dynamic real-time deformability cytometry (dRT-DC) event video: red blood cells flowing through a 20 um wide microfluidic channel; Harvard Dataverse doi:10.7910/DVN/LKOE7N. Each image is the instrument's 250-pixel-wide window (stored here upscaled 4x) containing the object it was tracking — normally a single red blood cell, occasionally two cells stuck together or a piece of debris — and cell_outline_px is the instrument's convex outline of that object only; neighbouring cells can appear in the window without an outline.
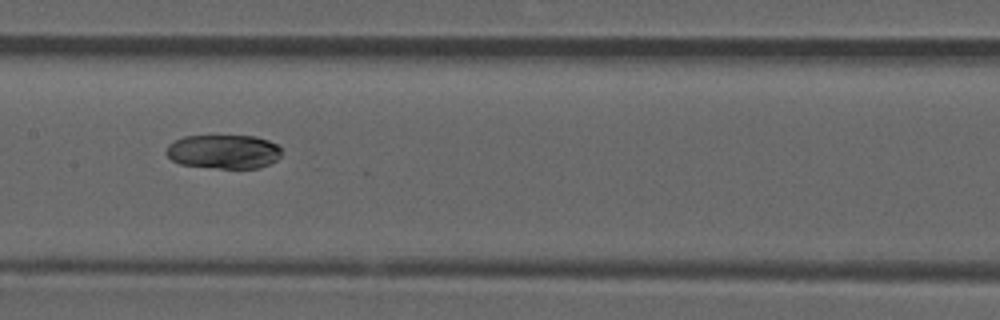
{"species": "common noctule bat (a hibernating species)", "species_latin": "Nyctalus noctula", "temperature_condition": "room temperature", "stored_images_in_passage": 7, "camera_frame_rate_fps": 3000, "um_per_image_px": 0.085, "animal": {"sex": "male", "forearm_length_mm": 52.5}, "frame": {"image": 1, "passage_image": 5, "time_ms": 1.333, "image_size_px": [1000, 320], "cell_outline_px": [[280, 156], [276, 160], [268, 164], [256, 168], [220, 168], [180, 164], [172, 160], [164, 152], [168, 144], [184, 136], [256, 136], [268, 140], [276, 144], [280, 148]], "centroid_in_image_um": [18.98, 12.88], "position_along_channel_um": 188.4, "area_um2": 22.77}}
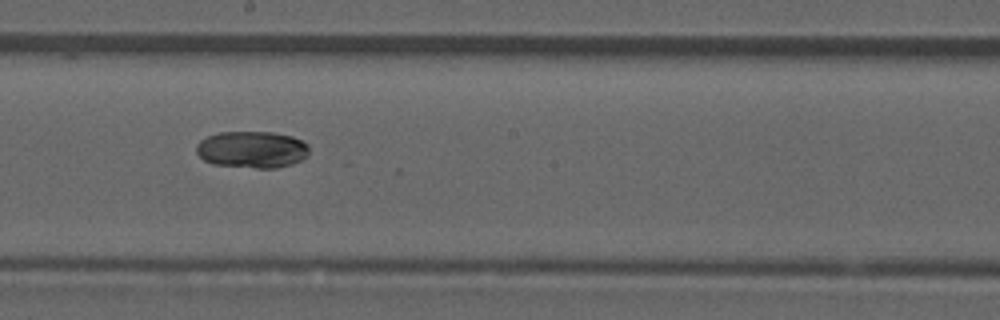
{"frame": {"image": 2, "passage_image": 6, "time_ms": 1.667, "image_size_px": [1000, 320], "cell_outline_px": [[308, 156], [292, 164], [276, 168], [256, 168], [212, 164], [204, 160], [196, 152], [196, 144], [200, 140], [208, 136], [220, 132], [272, 132], [292, 136], [308, 144]], "centroid_in_image_um": [21.41, 12.71], "position_along_channel_um": 226.8, "area_um2": 24.28}}
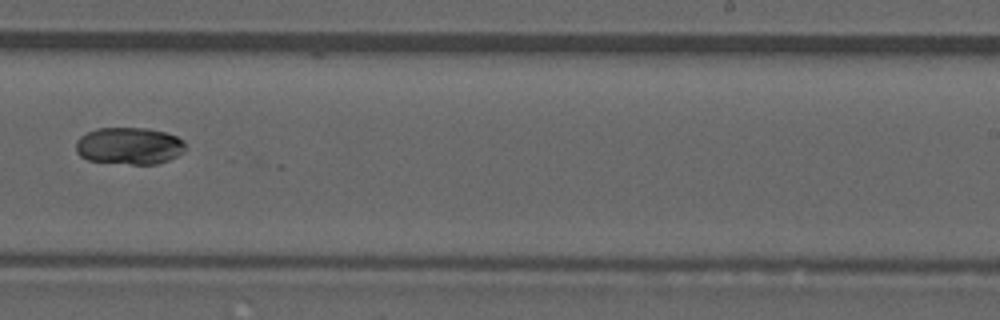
{"frame": {"image": 3, "passage_image": 7, "time_ms": 2.0, "image_size_px": [1000, 320], "cell_outline_px": [[184, 152], [168, 160], [156, 164], [132, 164], [88, 160], [80, 156], [76, 152], [76, 140], [80, 136], [96, 128], [148, 128], [164, 132], [176, 136], [184, 140]], "centroid_in_image_um": [10.97, 12.39], "position_along_channel_um": 278.0, "area_um2": 23.64}}